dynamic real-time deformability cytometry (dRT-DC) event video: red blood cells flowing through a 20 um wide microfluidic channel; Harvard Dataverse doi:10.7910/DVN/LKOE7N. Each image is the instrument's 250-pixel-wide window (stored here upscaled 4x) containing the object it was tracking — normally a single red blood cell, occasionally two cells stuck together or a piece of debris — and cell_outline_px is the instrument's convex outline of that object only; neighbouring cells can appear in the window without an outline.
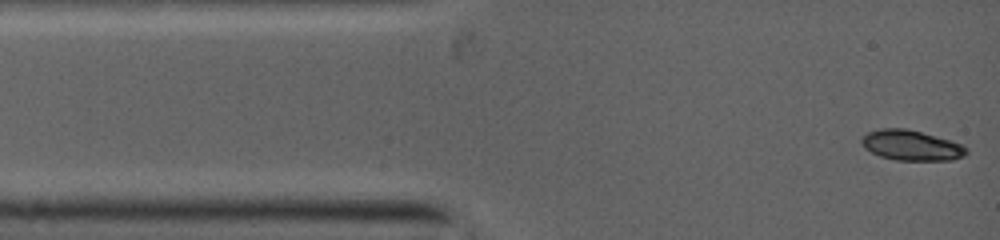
{"species": "common noctule bat (a hibernating species)", "species_latin": "Nyctalus noctula", "temperature_condition": "warm", "stored_images_in_passage": 111, "camera_frame_rate_fps": 5000, "um_per_image_px": 0.085, "animal": {"sex": "female", "body_mass_g": 19.0, "forearm_length_mm": 53.3}, "frame": {"image": 1, "passage_image": 1, "time_ms": 0.0, "image_size_px": [1000, 240], "cell_outline_px": [[968, 152], [952, 160], [896, 160], [880, 156], [872, 152], [864, 144], [864, 136], [868, 132], [884, 128], [904, 128], [920, 132], [948, 140], [960, 144]], "centroid_in_image_um": [77.46, 12.36], "position_along_channel_um": 7.5, "area_um2": 17.69}}
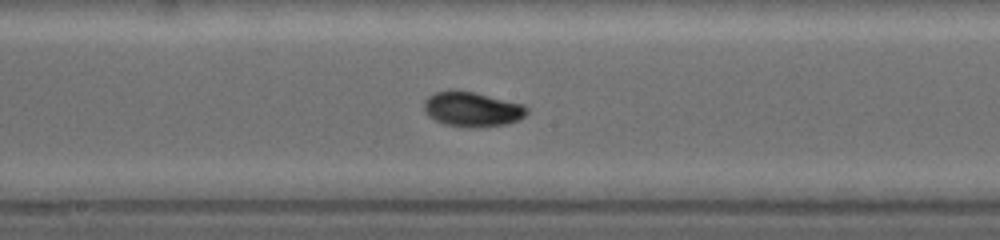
{"frame": {"image": 2, "passage_image": 47, "time_ms": 5.8, "image_size_px": [1000, 240], "cell_outline_px": [[528, 112], [524, 116], [516, 120], [504, 124], [472, 128], [468, 128], [448, 124], [436, 120], [424, 108], [424, 100], [428, 96], [436, 92], [472, 92], [520, 104], [528, 108]], "centroid_in_image_um": [40.14, 9.31], "position_along_channel_um": 208.1, "area_um2": 19.88}}
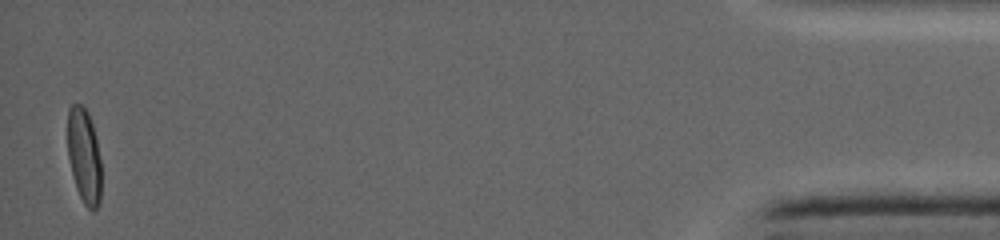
{"frame": {"image": 3, "passage_image": 111, "time_ms": 13.6, "image_size_px": [1000, 240], "cell_outline_px": [[100, 204], [92, 212], [84, 204], [80, 196], [72, 172], [68, 156], [68, 108], [72, 104], [80, 104], [88, 112], [92, 124], [96, 140], [100, 160]], "centroid_in_image_um": [7.15, 13.25], "position_along_channel_um": 428.1, "area_um2": 18.32}}